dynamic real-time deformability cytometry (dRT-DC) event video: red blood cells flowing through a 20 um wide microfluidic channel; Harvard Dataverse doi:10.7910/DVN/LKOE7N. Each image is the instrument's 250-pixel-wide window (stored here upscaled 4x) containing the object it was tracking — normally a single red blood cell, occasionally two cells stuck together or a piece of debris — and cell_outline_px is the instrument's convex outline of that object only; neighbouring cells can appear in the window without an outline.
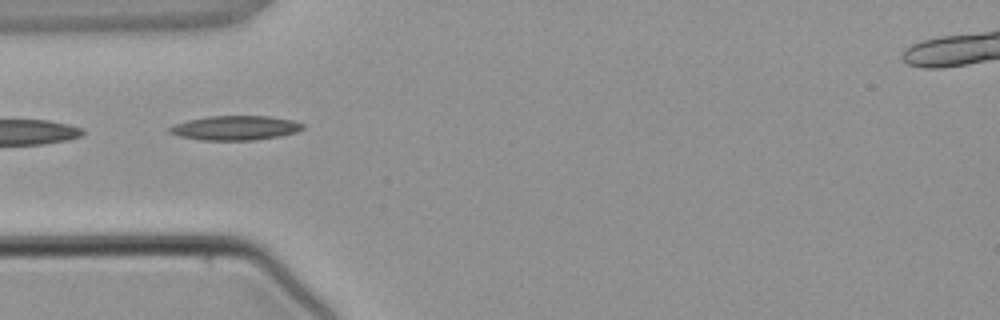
{"species": "common noctule bat (a hibernating species)", "species_latin": "Nyctalus noctula", "temperature_condition": "warm", "stored_images_in_passage": 3, "camera_frame_rate_fps": 3000, "um_per_image_px": 0.085, "animal": {"sex": "male", "body_mass_g": 21.5, "forearm_length_mm": 52.0}, "frame": {"image": 1, "passage_image": 3, "time_ms": 3.333, "image_size_px": [1000, 320], "cell_outline_px": [[304, 128], [296, 132], [280, 136], [256, 140], [200, 140], [180, 136], [168, 132], [168, 128], [172, 124], [188, 120], [208, 116], [268, 116], [292, 120], [304, 124]], "centroid_in_image_um": [19.98, 10.87], "position_along_channel_um": 65.0, "area_um2": 19.02}}